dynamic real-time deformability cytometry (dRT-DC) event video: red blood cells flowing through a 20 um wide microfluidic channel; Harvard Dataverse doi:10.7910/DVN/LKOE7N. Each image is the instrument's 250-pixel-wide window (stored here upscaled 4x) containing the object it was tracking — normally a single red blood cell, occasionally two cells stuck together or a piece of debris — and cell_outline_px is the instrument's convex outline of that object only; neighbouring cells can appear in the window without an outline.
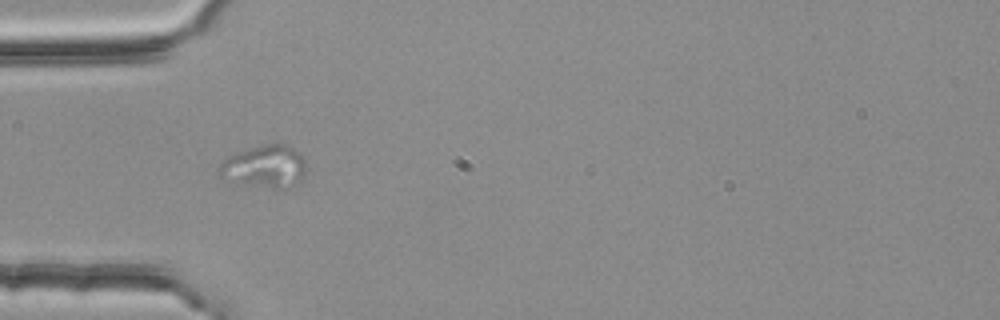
{"species": "common noctule bat (a hibernating species)", "species_latin": "Nyctalus noctula", "temperature_condition": "room temperature", "stored_images_in_passage": 9, "camera_frame_rate_fps": 3000, "um_per_image_px": 0.085, "animal": {"sex": "female", "body_mass_g": 25.1}, "frame": {"image": 1, "passage_image": 4, "time_ms": 1.0, "image_size_px": [1000, 320], "cell_outline_px": [[304, 172], [300, 180], [284, 192], [224, 180], [216, 172], [216, 168], [228, 156], [236, 152], [260, 144], [276, 140], [292, 148], [304, 160]], "centroid_in_image_um": [22.44, 14.17], "position_along_channel_um": 62.6, "area_um2": 22.37}}
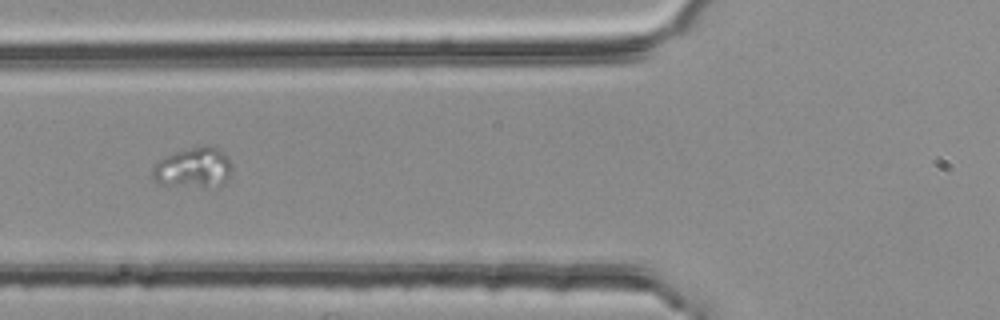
{"frame": {"image": 2, "passage_image": 5, "time_ms": 1.333, "image_size_px": [1000, 320], "cell_outline_px": [[228, 176], [224, 184], [204, 188], [160, 184], [152, 176], [152, 172], [156, 164], [160, 160], [176, 152], [204, 144], [212, 144], [228, 160]], "centroid_in_image_um": [16.41, 14.27], "position_along_channel_um": 109.4, "area_um2": 18.21}}